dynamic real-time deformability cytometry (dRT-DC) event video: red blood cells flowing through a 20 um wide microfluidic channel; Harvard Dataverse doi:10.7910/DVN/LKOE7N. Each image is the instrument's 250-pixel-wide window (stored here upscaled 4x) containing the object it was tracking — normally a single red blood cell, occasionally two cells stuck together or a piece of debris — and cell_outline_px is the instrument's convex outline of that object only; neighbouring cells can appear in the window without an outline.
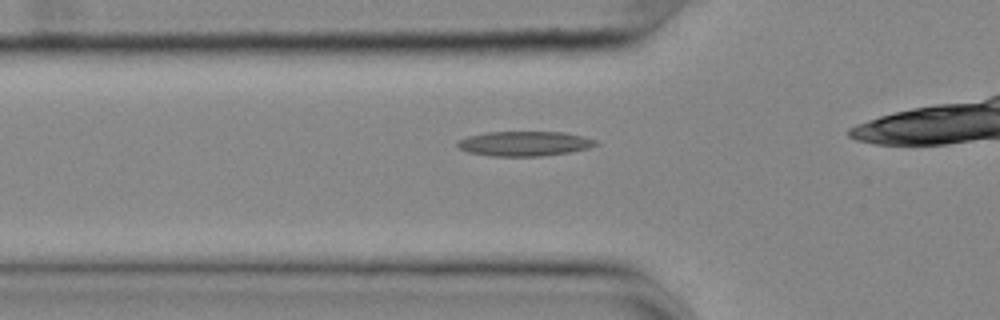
{"species": "common noctule bat (a hibernating species)", "species_latin": "Nyctalus noctula", "temperature_condition": "cold", "stored_images_in_passage": 24, "camera_frame_rate_fps": 3000, "um_per_image_px": 0.085, "animal": {"sex": "female", "body_mass_g": 25.1}, "frame": {"image": 1, "passage_image": 2, "time_ms": 0.333, "image_size_px": [1000, 320], "cell_outline_px": [[600, 144], [588, 148], [568, 152], [540, 156], [492, 156], [468, 152], [460, 148], [456, 144], [460, 140], [468, 136], [488, 132], [564, 132], [596, 140]], "centroid_in_image_um": [44.58, 12.21], "position_along_channel_um": 81.2, "area_um2": 19.71}}
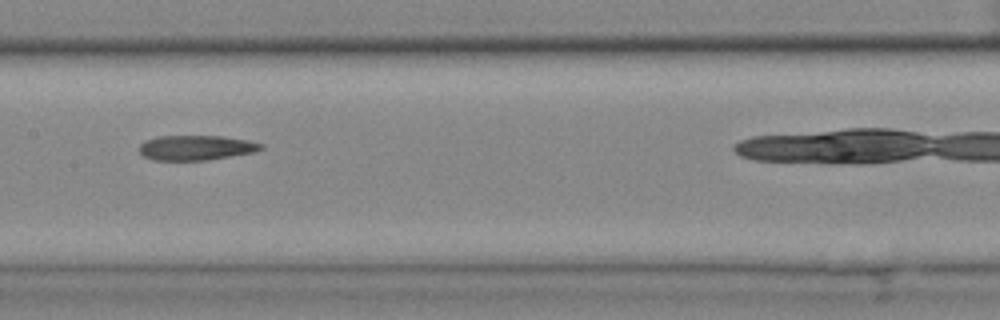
{"frame": {"image": 2, "passage_image": 11, "time_ms": 3.333, "image_size_px": [1000, 320], "cell_outline_px": [[264, 148], [252, 152], [204, 160], [152, 160], [144, 156], [140, 152], [140, 144], [144, 140], [156, 136], [224, 136], [248, 140], [264, 144]], "centroid_in_image_um": [16.63, 12.54], "position_along_channel_um": 190.8, "area_um2": 17.57}}
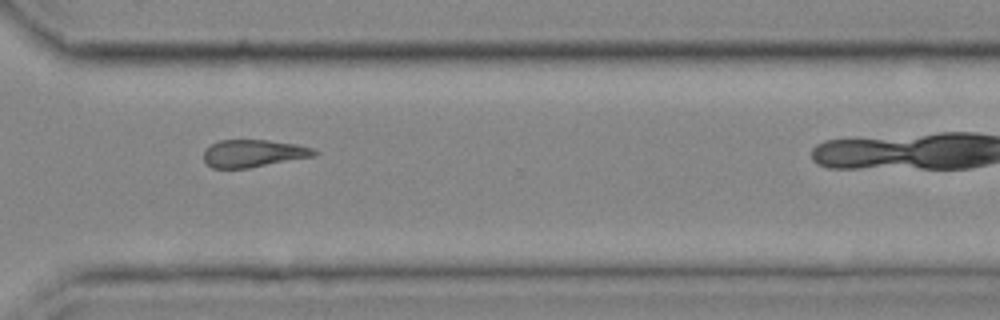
{"frame": {"image": 3, "passage_image": 24, "time_ms": 7.667, "image_size_px": [1000, 320], "cell_outline_px": [[320, 152], [316, 156], [248, 168], [212, 168], [204, 160], [204, 152], [212, 144], [220, 140], [268, 140], [296, 144], [312, 148]], "centroid_in_image_um": [21.58, 13.04], "position_along_channel_um": 349.0, "area_um2": 17.63}}